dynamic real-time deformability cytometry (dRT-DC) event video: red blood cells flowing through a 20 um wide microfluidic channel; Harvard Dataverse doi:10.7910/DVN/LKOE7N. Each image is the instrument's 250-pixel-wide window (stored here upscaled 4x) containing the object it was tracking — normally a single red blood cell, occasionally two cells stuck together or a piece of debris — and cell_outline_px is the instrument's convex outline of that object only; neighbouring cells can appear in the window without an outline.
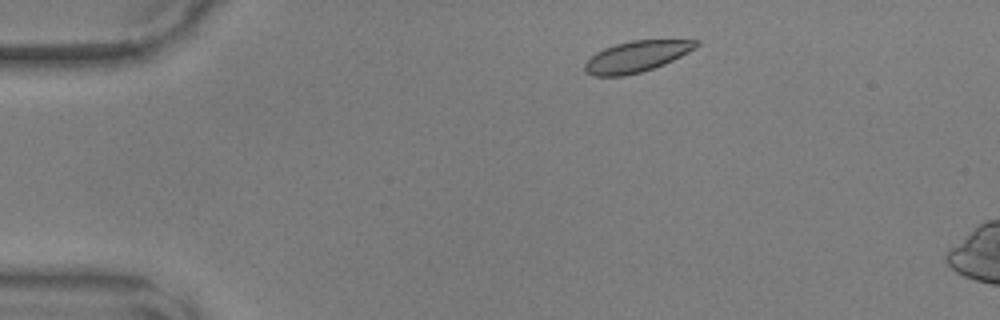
{"species": "common noctule bat (a hibernating species)", "species_latin": "Nyctalus noctula", "temperature_condition": "warm", "stored_images_in_passage": 8, "camera_frame_rate_fps": 3000, "um_per_image_px": 0.085, "animal": {"sex": "male", "body_mass_g": 17.9, "forearm_length_mm": 54.2}, "frame": {"image": 1, "passage_image": 3, "time_ms": 0.667, "image_size_px": [1000, 320], "cell_outline_px": [[700, 44], [696, 48], [664, 64], [640, 72], [624, 76], [596, 76], [588, 72], [584, 68], [584, 64], [596, 52], [604, 48], [616, 44], [632, 40], [700, 40]], "centroid_in_image_um": [54.12, 4.79], "position_along_channel_um": 30.9, "area_um2": 19.88}}